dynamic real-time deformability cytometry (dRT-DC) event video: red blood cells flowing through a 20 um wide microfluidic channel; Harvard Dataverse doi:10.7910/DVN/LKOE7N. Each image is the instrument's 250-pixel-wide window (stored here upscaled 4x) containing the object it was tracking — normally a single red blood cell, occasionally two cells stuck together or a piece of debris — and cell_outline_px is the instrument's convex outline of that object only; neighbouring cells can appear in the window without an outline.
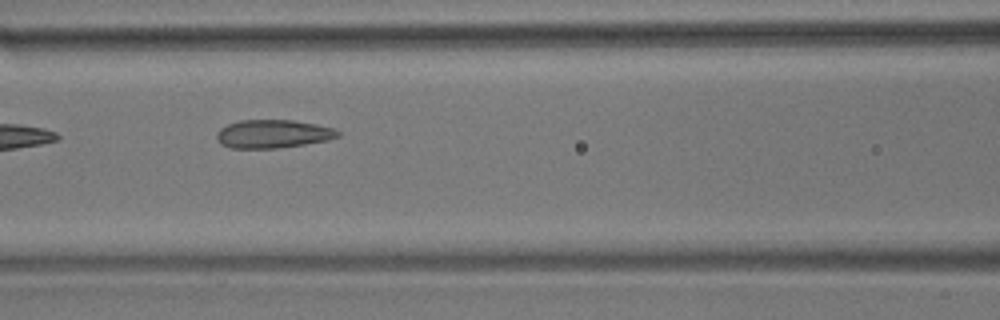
{"species": "common noctule bat (a hibernating species)", "species_latin": "Nyctalus noctula", "temperature_condition": "room temperature", "stored_images_in_passage": 13, "camera_frame_rate_fps": 3000, "um_per_image_px": 0.085, "animal": {"sex": "male", "body_mass_g": 17.9}, "frame": {"image": 1, "passage_image": 4, "time_ms": 3.333, "image_size_px": [1000, 320], "cell_outline_px": [[340, 136], [328, 140], [280, 148], [232, 148], [220, 144], [216, 140], [216, 132], [220, 128], [228, 124], [240, 120], [292, 120], [316, 124], [332, 128], [340, 132]], "centroid_in_image_um": [23.17, 11.38], "position_along_channel_um": 143.4, "area_um2": 20.06}}
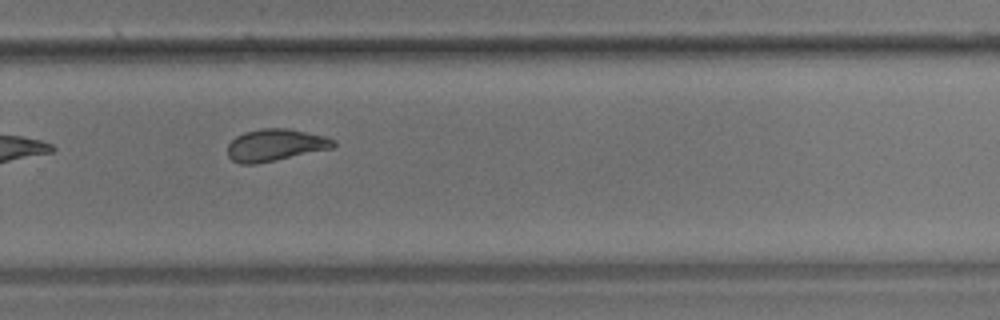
{"frame": {"image": 2, "passage_image": 8, "time_ms": 8.0, "image_size_px": [1000, 320], "cell_outline_px": [[336, 144], [332, 148], [276, 160], [256, 164], [240, 164], [232, 160], [228, 156], [228, 144], [236, 136], [244, 132], [260, 128], [288, 128], [324, 136], [336, 140]], "centroid_in_image_um": [23.38, 12.32], "position_along_channel_um": 306.4, "area_um2": 19.77}}
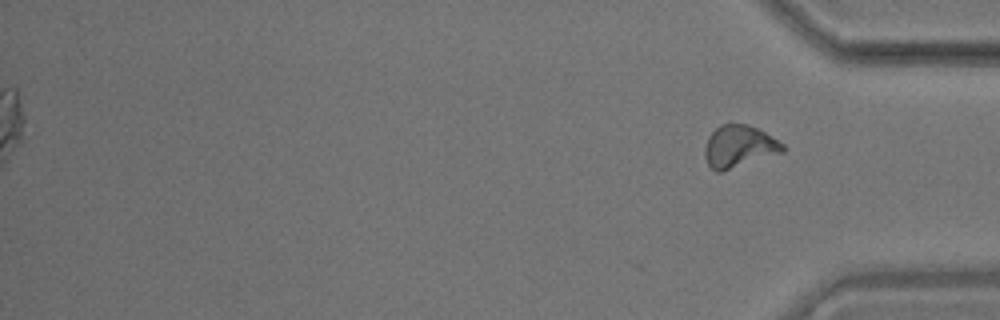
{"frame": {"image": 3, "passage_image": 13, "time_ms": 14.667, "image_size_px": [1000, 320], "cell_outline_px": [[784, 152], [720, 172], [716, 172], [708, 164], [704, 156], [704, 148], [708, 136], [720, 124], [748, 124], [764, 132], [784, 144]], "centroid_in_image_um": [62.8, 12.45], "position_along_channel_um": 372.4, "area_um2": 19.02}, "authors_computed_cell_mechanics": {"area_um2": 20.0566, "velocity_mm_per_s": 3.4955, "shape_relaxation_time_tau1_ms": null, "shape_relaxation_time_tau2_ms": 3.2104, "deformation_change_tau1": null, "deformation_change_tau2": 0.0917}}